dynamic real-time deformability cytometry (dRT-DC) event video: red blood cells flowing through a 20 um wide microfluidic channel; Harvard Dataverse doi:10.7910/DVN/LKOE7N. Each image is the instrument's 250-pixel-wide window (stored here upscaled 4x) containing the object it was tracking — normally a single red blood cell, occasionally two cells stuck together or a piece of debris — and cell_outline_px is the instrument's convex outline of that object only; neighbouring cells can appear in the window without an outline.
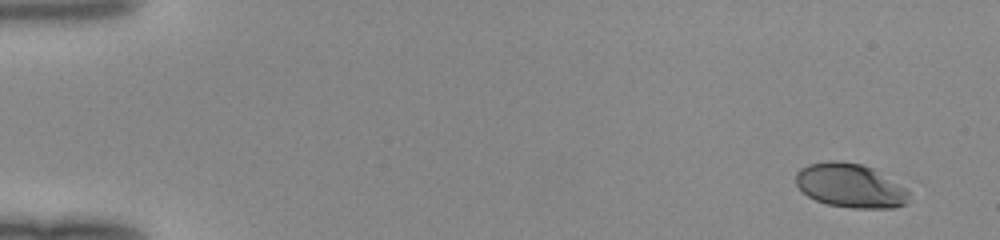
{"species": "human", "species_latin": "Homo sapiens", "temperature_condition": "room temperature", "stored_images_in_passage": 48, "camera_frame_rate_fps": 3000, "um_per_image_px": 0.085, "donor": {"sex": "female"}, "frame": {"image": 1, "passage_image": 1, "time_ms": 0.0, "image_size_px": [1000, 240], "cell_outline_px": [[908, 200], [904, 204], [896, 208], [852, 208], [828, 204], [816, 200], [808, 196], [796, 184], [796, 172], [800, 168], [808, 164], [828, 160], [836, 160], [860, 164], [872, 168], [908, 188]], "centroid_in_image_um": [72.28, 15.77], "position_along_channel_um": 12.7, "area_um2": 29.07}}
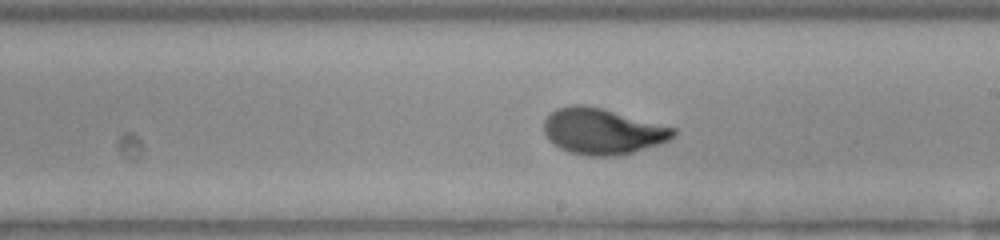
{"frame": {"image": 2, "passage_image": 28, "time_ms": 9.0, "image_size_px": [1000, 240], "cell_outline_px": [[676, 132], [668, 140], [660, 144], [632, 152], [616, 156], [588, 156], [568, 152], [552, 144], [548, 140], [544, 132], [544, 120], [556, 108], [572, 104], [584, 104], [600, 108], [676, 128]], "centroid_in_image_um": [51.16, 11.17], "position_along_channel_um": 237.8, "area_um2": 34.56}}
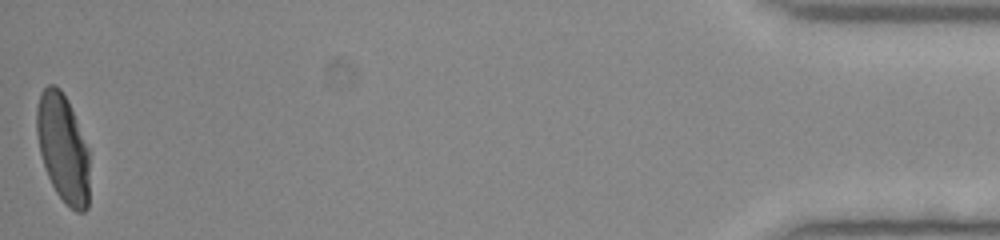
{"frame": {"image": 3, "passage_image": 48, "time_ms": 15.667, "image_size_px": [1000, 240], "cell_outline_px": [[88, 208], [84, 212], [76, 212], [64, 204], [56, 192], [48, 176], [40, 152], [36, 132], [36, 108], [40, 92], [48, 84], [52, 84], [60, 88], [68, 100], [88, 148]], "centroid_in_image_um": [5.34, 12.59], "position_along_channel_um": 429.9, "area_um2": 33.29}}